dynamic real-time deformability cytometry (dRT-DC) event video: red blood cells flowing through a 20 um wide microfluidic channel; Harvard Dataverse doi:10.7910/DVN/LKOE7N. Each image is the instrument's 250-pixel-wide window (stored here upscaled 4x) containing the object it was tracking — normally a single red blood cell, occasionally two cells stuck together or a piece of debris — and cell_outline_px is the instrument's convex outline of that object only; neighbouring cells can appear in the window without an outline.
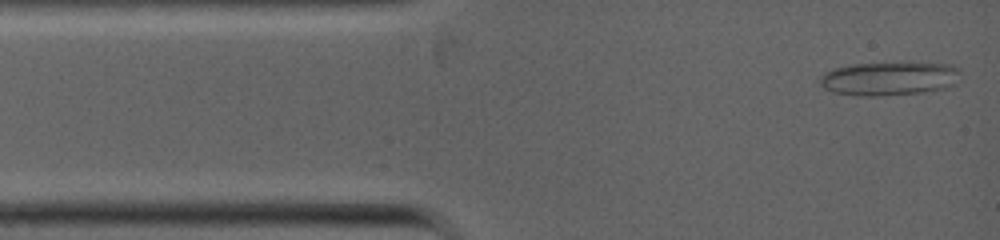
{"species": "common noctule bat (a hibernating species)", "species_latin": "Nyctalus noctula", "temperature_condition": "warm", "stored_images_in_passage": 58, "camera_frame_rate_fps": 5000, "um_per_image_px": 0.085, "animal": {"sex": "female", "body_mass_g": 19.0, "forearm_length_mm": 53.3}, "frame": {"image": 1, "passage_image": 1, "time_ms": 0.0, "image_size_px": [1000, 240], "cell_outline_px": [[960, 72], [952, 84], [944, 88], [932, 92], [876, 96], [860, 96], [836, 92], [824, 88], [820, 84], [820, 76], [824, 72], [848, 64], [952, 64], [960, 68]], "centroid_in_image_um": [75.56, 6.7], "position_along_channel_um": 9.4, "area_um2": 27.17}}
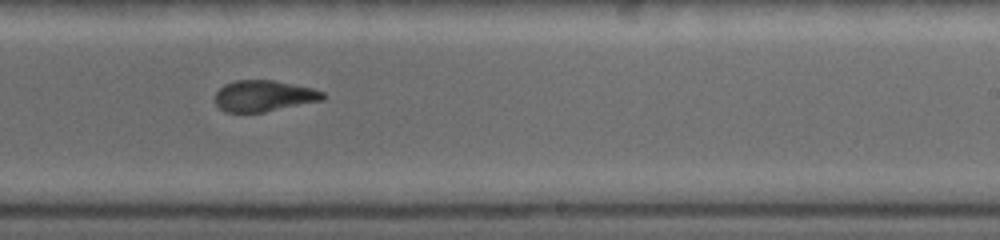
{"frame": {"image": 2, "passage_image": 28, "time_ms": 6.2, "image_size_px": [1000, 240], "cell_outline_px": [[324, 100], [264, 112], [224, 112], [216, 104], [216, 92], [224, 84], [236, 80], [272, 80], [312, 88], [324, 92]], "centroid_in_image_um": [22.42, 8.15], "position_along_channel_um": 266.6, "area_um2": 19.48}}
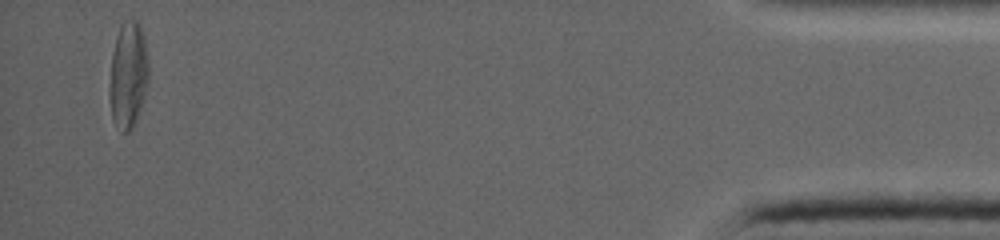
{"frame": {"image": 3, "passage_image": 57, "time_ms": 11.4, "image_size_px": [1000, 240], "cell_outline_px": [[148, 84], [140, 108], [132, 128], [128, 132], [124, 132], [112, 120], [108, 92], [108, 88], [112, 52], [116, 36], [120, 24], [124, 20], [136, 20], [140, 24], [144, 36], [148, 60]], "centroid_in_image_um": [10.87, 6.34], "position_along_channel_um": 424.3, "area_um2": 24.51}}